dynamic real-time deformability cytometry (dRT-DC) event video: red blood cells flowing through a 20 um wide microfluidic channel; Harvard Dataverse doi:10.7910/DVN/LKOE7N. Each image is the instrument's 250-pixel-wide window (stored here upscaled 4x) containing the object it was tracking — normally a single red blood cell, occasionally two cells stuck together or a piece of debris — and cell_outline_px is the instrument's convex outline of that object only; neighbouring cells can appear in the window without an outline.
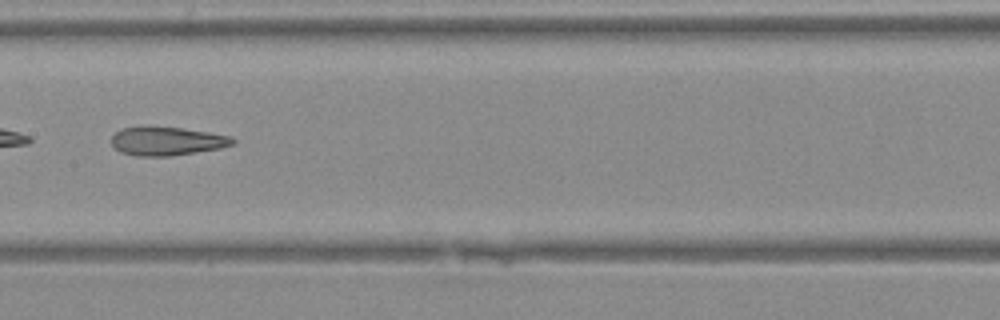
{"species": "Egyptian fruit bat (a non-hibernating species)", "species_latin": "Rousettus aegyptiacus", "temperature_condition": "warm", "stored_images_in_passage": 27, "camera_frame_rate_fps": 3000, "um_per_image_px": 0.085, "animal": {"sex": "female"}, "frame": {"image": 1, "passage_image": 8, "time_ms": 2.333, "image_size_px": [1000, 320], "cell_outline_px": [[236, 144], [220, 148], [168, 156], [136, 156], [120, 152], [112, 144], [112, 136], [116, 132], [124, 128], [180, 128], [208, 132], [232, 136], [236, 140]], "centroid_in_image_um": [14.24, 12.02], "position_along_channel_um": 193.2, "area_um2": 19.71}}